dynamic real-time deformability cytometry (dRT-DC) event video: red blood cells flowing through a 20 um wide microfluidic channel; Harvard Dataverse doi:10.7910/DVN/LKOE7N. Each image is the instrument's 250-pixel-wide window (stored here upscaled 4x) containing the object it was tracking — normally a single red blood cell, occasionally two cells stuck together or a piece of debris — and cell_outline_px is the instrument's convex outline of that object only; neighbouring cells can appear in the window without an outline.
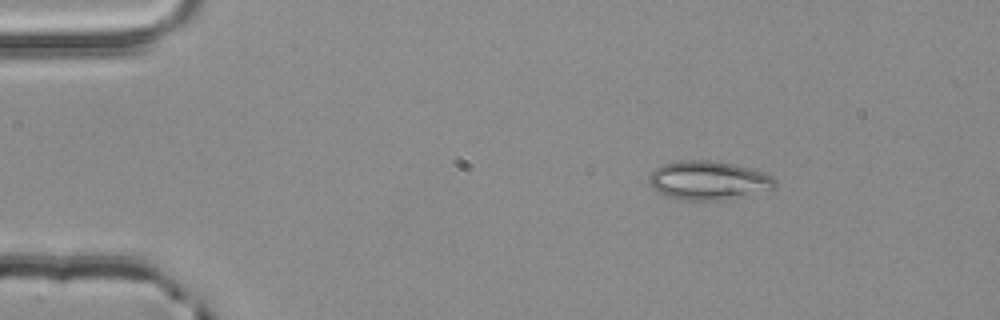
{"species": "common noctule bat (a hibernating species)", "species_latin": "Nyctalus noctula", "temperature_condition": "room temperature", "stored_images_in_passage": 3, "camera_frame_rate_fps": 3000, "um_per_image_px": 0.085, "animal": {"sex": "male", "body_mass_g": 20.4}, "frame": {"image": 1, "passage_image": 2, "time_ms": 0.333, "image_size_px": [1000, 320], "cell_outline_px": [[776, 188], [724, 200], [688, 200], [668, 196], [652, 188], [648, 180], [648, 176], [656, 168], [664, 164], [680, 160], [712, 160], [736, 164], [764, 172], [772, 176], [776, 180]], "centroid_in_image_um": [60.24, 15.32], "position_along_channel_um": 24.8, "area_um2": 28.5}}